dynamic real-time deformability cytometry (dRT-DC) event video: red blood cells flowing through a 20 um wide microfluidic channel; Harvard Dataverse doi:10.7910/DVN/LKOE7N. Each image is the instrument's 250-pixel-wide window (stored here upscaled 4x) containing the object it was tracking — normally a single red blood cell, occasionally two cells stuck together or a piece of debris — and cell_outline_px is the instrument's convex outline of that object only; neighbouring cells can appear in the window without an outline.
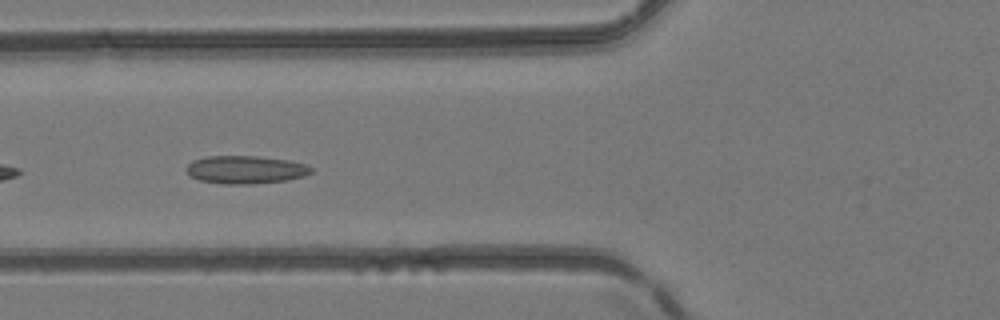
{"species": "common noctule bat (a hibernating species)", "species_latin": "Nyctalus noctula", "temperature_condition": "room temperature", "stored_images_in_passage": 5, "camera_frame_rate_fps": 3000, "um_per_image_px": 0.085, "animal": {"sex": "female", "body_mass_g": 24.6, "forearm_length_mm": 56.2}, "frame": {"image": 1, "passage_image": 5, "time_ms": 1.333, "image_size_px": [1000, 320], "cell_outline_px": [[312, 172], [304, 176], [288, 180], [252, 184], [224, 184], [200, 180], [188, 176], [184, 168], [192, 160], [208, 156], [256, 156], [288, 160], [304, 164], [312, 168]], "centroid_in_image_um": [20.82, 14.42], "position_along_channel_um": 105.0, "area_um2": 20.46}}